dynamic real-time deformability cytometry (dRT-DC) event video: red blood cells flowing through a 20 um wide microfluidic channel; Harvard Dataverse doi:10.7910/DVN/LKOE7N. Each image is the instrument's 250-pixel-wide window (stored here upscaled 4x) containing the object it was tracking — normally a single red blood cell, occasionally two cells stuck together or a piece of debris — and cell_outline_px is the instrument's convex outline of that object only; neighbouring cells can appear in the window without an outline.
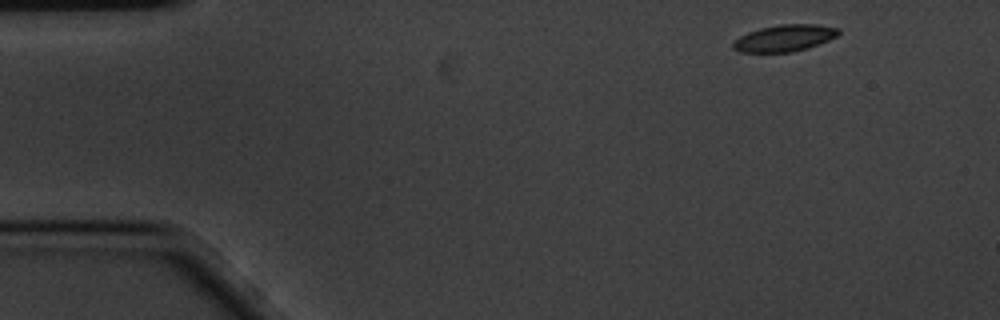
{"species": "common noctule bat (a hibernating species)", "species_latin": "Nyctalus noctula", "temperature_condition": "cold", "stored_images_in_passage": 3, "camera_frame_rate_fps": 3000, "um_per_image_px": 0.085, "animal": {"sex": "male", "body_mass_g": 20.1, "forearm_length_mm": 53.5}, "frame": {"image": 1, "passage_image": 1, "time_ms": 0.0, "image_size_px": [1000, 320], "cell_outline_px": [[840, 32], [836, 36], [828, 40], [808, 48], [792, 52], [740, 52], [732, 48], [732, 44], [740, 36], [748, 32], [760, 28], [780, 24], [816, 24], [840, 28]], "centroid_in_image_um": [66.69, 3.23], "position_along_channel_um": 18.3, "area_um2": 16.36}}